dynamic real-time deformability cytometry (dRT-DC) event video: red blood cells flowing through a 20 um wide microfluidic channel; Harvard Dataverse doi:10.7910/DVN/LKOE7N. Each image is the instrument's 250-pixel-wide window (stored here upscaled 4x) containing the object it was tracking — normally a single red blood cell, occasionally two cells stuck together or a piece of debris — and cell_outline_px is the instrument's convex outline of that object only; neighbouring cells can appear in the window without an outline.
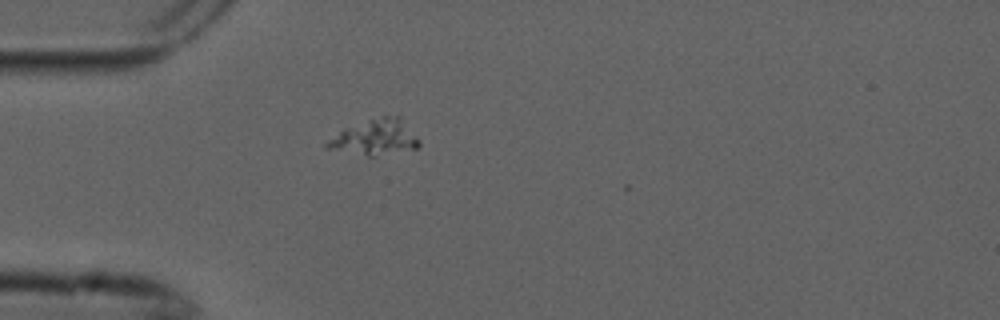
{"species": "common noctule bat (a hibernating species)", "species_latin": "Nyctalus noctula", "temperature_condition": "cold", "stored_images_in_passage": 1, "camera_frame_rate_fps": 3000, "um_per_image_px": 0.085, "animal": {"sex": "male", "forearm_length_mm": 52.5}, "frame": {"image": 1, "passage_image": 1, "time_ms": 0.0, "image_size_px": [1000, 320], "cell_outline_px": [[420, 144], [416, 148], [372, 156], [368, 156], [324, 148], [324, 144], [328, 140], [344, 128], [384, 116], [400, 116], [420, 140]], "centroid_in_image_um": [31.88, 11.69], "position_along_channel_um": 53.1, "area_um2": 18.61}}